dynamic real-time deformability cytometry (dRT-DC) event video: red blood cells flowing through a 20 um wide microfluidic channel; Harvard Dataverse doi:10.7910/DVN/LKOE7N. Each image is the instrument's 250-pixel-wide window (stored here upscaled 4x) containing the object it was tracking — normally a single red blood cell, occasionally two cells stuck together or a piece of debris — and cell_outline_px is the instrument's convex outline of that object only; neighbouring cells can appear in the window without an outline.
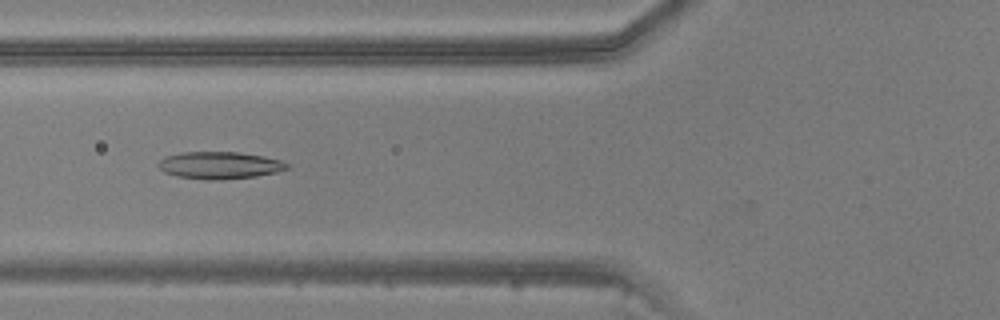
{"species": "common noctule bat (a hibernating species)", "species_latin": "Nyctalus noctula", "temperature_condition": "warm", "stored_images_in_passage": 38, "camera_frame_rate_fps": 3000, "um_per_image_px": 0.085, "animal": {"sex": "male", "body_mass_g": 20.5, "forearm_length_mm": 52.5}, "frame": {"image": 1, "passage_image": 9, "time_ms": 2.667, "image_size_px": [1000, 320], "cell_outline_px": [[288, 168], [276, 172], [256, 176], [212, 180], [208, 180], [176, 176], [164, 172], [156, 164], [160, 160], [168, 156], [184, 152], [240, 152], [264, 156], [280, 160], [288, 164]], "centroid_in_image_um": [18.66, 14.04], "position_along_channel_um": 107.1, "area_um2": 20.17}}
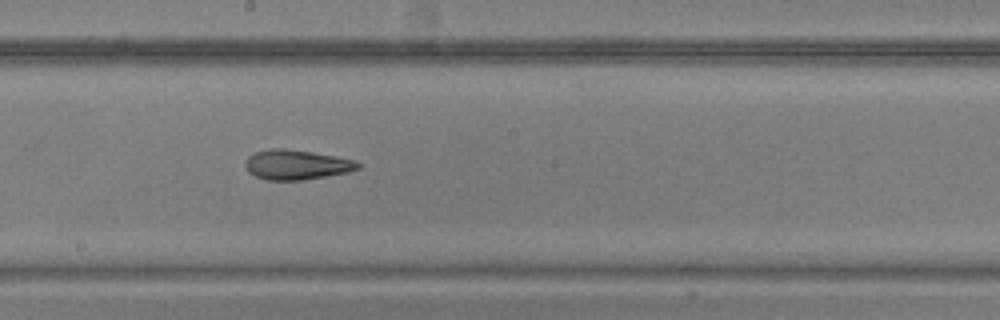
{"frame": {"image": 2, "passage_image": 17, "time_ms": 5.333, "image_size_px": [1000, 320], "cell_outline_px": [[360, 168], [348, 172], [304, 180], [268, 180], [256, 176], [248, 172], [244, 164], [248, 156], [256, 152], [272, 148], [284, 148], [312, 152], [336, 156], [352, 160], [360, 164]], "centroid_in_image_um": [25.18, 14.0], "position_along_channel_um": 223.0, "area_um2": 19.48}}
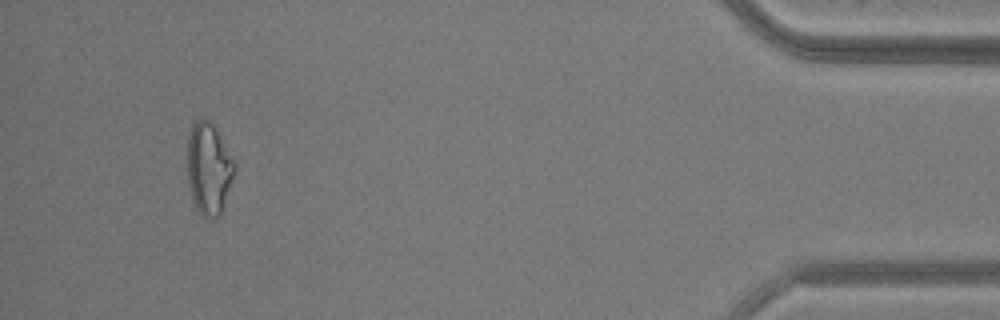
{"frame": {"image": 3, "passage_image": 35, "time_ms": 11.333, "image_size_px": [1000, 320], "cell_outline_px": [[236, 168], [220, 216], [212, 220], [204, 216], [196, 208], [188, 184], [188, 136], [192, 124], [200, 116], [204, 116], [216, 128], [236, 164]], "centroid_in_image_um": [17.75, 14.3], "position_along_channel_um": 417.5, "area_um2": 25.26}}